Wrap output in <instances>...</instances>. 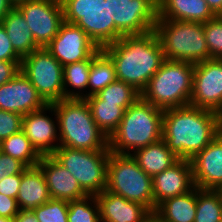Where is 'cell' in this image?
I'll list each match as a JSON object with an SVG mask.
<instances>
[{
    "instance_id": "ba28073f",
    "label": "cell",
    "mask_w": 222,
    "mask_h": 222,
    "mask_svg": "<svg viewBox=\"0 0 222 222\" xmlns=\"http://www.w3.org/2000/svg\"><path fill=\"white\" fill-rule=\"evenodd\" d=\"M110 150H86L59 146L52 156L79 182L87 195L106 189Z\"/></svg>"
},
{
    "instance_id": "7a4b0ae2",
    "label": "cell",
    "mask_w": 222,
    "mask_h": 222,
    "mask_svg": "<svg viewBox=\"0 0 222 222\" xmlns=\"http://www.w3.org/2000/svg\"><path fill=\"white\" fill-rule=\"evenodd\" d=\"M103 50L114 62L117 80L132 85L140 93L165 60L155 30L122 36Z\"/></svg>"
},
{
    "instance_id": "1f68e13d",
    "label": "cell",
    "mask_w": 222,
    "mask_h": 222,
    "mask_svg": "<svg viewBox=\"0 0 222 222\" xmlns=\"http://www.w3.org/2000/svg\"><path fill=\"white\" fill-rule=\"evenodd\" d=\"M68 222H100L99 206L94 195L68 202Z\"/></svg>"
},
{
    "instance_id": "d6986e66",
    "label": "cell",
    "mask_w": 222,
    "mask_h": 222,
    "mask_svg": "<svg viewBox=\"0 0 222 222\" xmlns=\"http://www.w3.org/2000/svg\"><path fill=\"white\" fill-rule=\"evenodd\" d=\"M37 166L44 174L51 198L69 202L87 196L76 178L52 155L42 156Z\"/></svg>"
},
{
    "instance_id": "b9f144b4",
    "label": "cell",
    "mask_w": 222,
    "mask_h": 222,
    "mask_svg": "<svg viewBox=\"0 0 222 222\" xmlns=\"http://www.w3.org/2000/svg\"><path fill=\"white\" fill-rule=\"evenodd\" d=\"M206 2L216 16H222V0H206Z\"/></svg>"
},
{
    "instance_id": "8d00e7d4",
    "label": "cell",
    "mask_w": 222,
    "mask_h": 222,
    "mask_svg": "<svg viewBox=\"0 0 222 222\" xmlns=\"http://www.w3.org/2000/svg\"><path fill=\"white\" fill-rule=\"evenodd\" d=\"M0 60L21 61L22 57L14 50L7 33L0 22Z\"/></svg>"
},
{
    "instance_id": "2e32d148",
    "label": "cell",
    "mask_w": 222,
    "mask_h": 222,
    "mask_svg": "<svg viewBox=\"0 0 222 222\" xmlns=\"http://www.w3.org/2000/svg\"><path fill=\"white\" fill-rule=\"evenodd\" d=\"M194 186L218 190L222 186V132L190 159Z\"/></svg>"
},
{
    "instance_id": "44dd1931",
    "label": "cell",
    "mask_w": 222,
    "mask_h": 222,
    "mask_svg": "<svg viewBox=\"0 0 222 222\" xmlns=\"http://www.w3.org/2000/svg\"><path fill=\"white\" fill-rule=\"evenodd\" d=\"M158 18L206 23L216 17L206 0H157Z\"/></svg>"
},
{
    "instance_id": "7c38bea8",
    "label": "cell",
    "mask_w": 222,
    "mask_h": 222,
    "mask_svg": "<svg viewBox=\"0 0 222 222\" xmlns=\"http://www.w3.org/2000/svg\"><path fill=\"white\" fill-rule=\"evenodd\" d=\"M16 8L22 13L40 48L52 41L64 23L61 0H28Z\"/></svg>"
},
{
    "instance_id": "8992f818",
    "label": "cell",
    "mask_w": 222,
    "mask_h": 222,
    "mask_svg": "<svg viewBox=\"0 0 222 222\" xmlns=\"http://www.w3.org/2000/svg\"><path fill=\"white\" fill-rule=\"evenodd\" d=\"M154 30L166 60L196 64L211 59L203 23L157 19Z\"/></svg>"
},
{
    "instance_id": "3957f363",
    "label": "cell",
    "mask_w": 222,
    "mask_h": 222,
    "mask_svg": "<svg viewBox=\"0 0 222 222\" xmlns=\"http://www.w3.org/2000/svg\"><path fill=\"white\" fill-rule=\"evenodd\" d=\"M163 111L139 97L124 111L117 129L108 138L109 150L131 155V152L162 139Z\"/></svg>"
},
{
    "instance_id": "74e56055",
    "label": "cell",
    "mask_w": 222,
    "mask_h": 222,
    "mask_svg": "<svg viewBox=\"0 0 222 222\" xmlns=\"http://www.w3.org/2000/svg\"><path fill=\"white\" fill-rule=\"evenodd\" d=\"M21 182V174L10 175L0 181V193L17 198Z\"/></svg>"
},
{
    "instance_id": "ee69618b",
    "label": "cell",
    "mask_w": 222,
    "mask_h": 222,
    "mask_svg": "<svg viewBox=\"0 0 222 222\" xmlns=\"http://www.w3.org/2000/svg\"><path fill=\"white\" fill-rule=\"evenodd\" d=\"M215 116H216V119H217V122H218V126L222 130V103L217 108V110L215 111Z\"/></svg>"
},
{
    "instance_id": "f35d334b",
    "label": "cell",
    "mask_w": 222,
    "mask_h": 222,
    "mask_svg": "<svg viewBox=\"0 0 222 222\" xmlns=\"http://www.w3.org/2000/svg\"><path fill=\"white\" fill-rule=\"evenodd\" d=\"M20 211L16 198L0 193V216L14 219Z\"/></svg>"
},
{
    "instance_id": "8fae6325",
    "label": "cell",
    "mask_w": 222,
    "mask_h": 222,
    "mask_svg": "<svg viewBox=\"0 0 222 222\" xmlns=\"http://www.w3.org/2000/svg\"><path fill=\"white\" fill-rule=\"evenodd\" d=\"M108 9L115 24V41L154 30L158 18L157 0H108Z\"/></svg>"
},
{
    "instance_id": "e575fe53",
    "label": "cell",
    "mask_w": 222,
    "mask_h": 222,
    "mask_svg": "<svg viewBox=\"0 0 222 222\" xmlns=\"http://www.w3.org/2000/svg\"><path fill=\"white\" fill-rule=\"evenodd\" d=\"M23 116L0 109V142L22 129Z\"/></svg>"
},
{
    "instance_id": "9a60e30c",
    "label": "cell",
    "mask_w": 222,
    "mask_h": 222,
    "mask_svg": "<svg viewBox=\"0 0 222 222\" xmlns=\"http://www.w3.org/2000/svg\"><path fill=\"white\" fill-rule=\"evenodd\" d=\"M46 111L53 113L56 121L47 116ZM21 130L41 156L52 155L60 146L58 121L52 104L24 115Z\"/></svg>"
},
{
    "instance_id": "7dc6e473",
    "label": "cell",
    "mask_w": 222,
    "mask_h": 222,
    "mask_svg": "<svg viewBox=\"0 0 222 222\" xmlns=\"http://www.w3.org/2000/svg\"><path fill=\"white\" fill-rule=\"evenodd\" d=\"M0 222H13V219L0 216Z\"/></svg>"
},
{
    "instance_id": "83f0119b",
    "label": "cell",
    "mask_w": 222,
    "mask_h": 222,
    "mask_svg": "<svg viewBox=\"0 0 222 222\" xmlns=\"http://www.w3.org/2000/svg\"><path fill=\"white\" fill-rule=\"evenodd\" d=\"M91 57L63 66L64 99H85L84 90H88ZM74 90H70V88ZM79 90V91H75Z\"/></svg>"
},
{
    "instance_id": "f6af8a7d",
    "label": "cell",
    "mask_w": 222,
    "mask_h": 222,
    "mask_svg": "<svg viewBox=\"0 0 222 222\" xmlns=\"http://www.w3.org/2000/svg\"><path fill=\"white\" fill-rule=\"evenodd\" d=\"M144 222H164L155 213H151Z\"/></svg>"
},
{
    "instance_id": "603a6c76",
    "label": "cell",
    "mask_w": 222,
    "mask_h": 222,
    "mask_svg": "<svg viewBox=\"0 0 222 222\" xmlns=\"http://www.w3.org/2000/svg\"><path fill=\"white\" fill-rule=\"evenodd\" d=\"M131 155L137 161L139 167L151 177L163 172L179 160L163 139L137 149Z\"/></svg>"
},
{
    "instance_id": "5b68a950",
    "label": "cell",
    "mask_w": 222,
    "mask_h": 222,
    "mask_svg": "<svg viewBox=\"0 0 222 222\" xmlns=\"http://www.w3.org/2000/svg\"><path fill=\"white\" fill-rule=\"evenodd\" d=\"M195 64L164 60L140 97L163 110L190 105Z\"/></svg>"
},
{
    "instance_id": "cb8c5ba5",
    "label": "cell",
    "mask_w": 222,
    "mask_h": 222,
    "mask_svg": "<svg viewBox=\"0 0 222 222\" xmlns=\"http://www.w3.org/2000/svg\"><path fill=\"white\" fill-rule=\"evenodd\" d=\"M197 207V187L185 194L168 198L160 203L155 214L164 222H194Z\"/></svg>"
},
{
    "instance_id": "4dcf8cb0",
    "label": "cell",
    "mask_w": 222,
    "mask_h": 222,
    "mask_svg": "<svg viewBox=\"0 0 222 222\" xmlns=\"http://www.w3.org/2000/svg\"><path fill=\"white\" fill-rule=\"evenodd\" d=\"M96 95L104 102L117 103L126 110L140 97V92L128 83L116 80Z\"/></svg>"
},
{
    "instance_id": "c3c4849f",
    "label": "cell",
    "mask_w": 222,
    "mask_h": 222,
    "mask_svg": "<svg viewBox=\"0 0 222 222\" xmlns=\"http://www.w3.org/2000/svg\"><path fill=\"white\" fill-rule=\"evenodd\" d=\"M217 191L221 194L222 197V186Z\"/></svg>"
},
{
    "instance_id": "484cf974",
    "label": "cell",
    "mask_w": 222,
    "mask_h": 222,
    "mask_svg": "<svg viewBox=\"0 0 222 222\" xmlns=\"http://www.w3.org/2000/svg\"><path fill=\"white\" fill-rule=\"evenodd\" d=\"M117 80L116 69L111 57L99 49L91 56V67L88 80V91L85 98L97 94L109 84Z\"/></svg>"
},
{
    "instance_id": "d6a6232c",
    "label": "cell",
    "mask_w": 222,
    "mask_h": 222,
    "mask_svg": "<svg viewBox=\"0 0 222 222\" xmlns=\"http://www.w3.org/2000/svg\"><path fill=\"white\" fill-rule=\"evenodd\" d=\"M39 222H68V201L51 198L33 210Z\"/></svg>"
},
{
    "instance_id": "ab89813d",
    "label": "cell",
    "mask_w": 222,
    "mask_h": 222,
    "mask_svg": "<svg viewBox=\"0 0 222 222\" xmlns=\"http://www.w3.org/2000/svg\"><path fill=\"white\" fill-rule=\"evenodd\" d=\"M21 61L0 60V86L9 82L20 72Z\"/></svg>"
},
{
    "instance_id": "4316f807",
    "label": "cell",
    "mask_w": 222,
    "mask_h": 222,
    "mask_svg": "<svg viewBox=\"0 0 222 222\" xmlns=\"http://www.w3.org/2000/svg\"><path fill=\"white\" fill-rule=\"evenodd\" d=\"M85 100L88 103L93 120L109 138L117 129L125 110L117 103L104 102L96 94L85 98Z\"/></svg>"
},
{
    "instance_id": "52a82bcc",
    "label": "cell",
    "mask_w": 222,
    "mask_h": 222,
    "mask_svg": "<svg viewBox=\"0 0 222 222\" xmlns=\"http://www.w3.org/2000/svg\"><path fill=\"white\" fill-rule=\"evenodd\" d=\"M105 190L140 203L154 213L152 177L139 167L132 155L110 153Z\"/></svg>"
},
{
    "instance_id": "9c48e42d",
    "label": "cell",
    "mask_w": 222,
    "mask_h": 222,
    "mask_svg": "<svg viewBox=\"0 0 222 222\" xmlns=\"http://www.w3.org/2000/svg\"><path fill=\"white\" fill-rule=\"evenodd\" d=\"M64 22L80 27L99 49L115 42L108 0H61Z\"/></svg>"
},
{
    "instance_id": "6da1fadb",
    "label": "cell",
    "mask_w": 222,
    "mask_h": 222,
    "mask_svg": "<svg viewBox=\"0 0 222 222\" xmlns=\"http://www.w3.org/2000/svg\"><path fill=\"white\" fill-rule=\"evenodd\" d=\"M221 132L215 111L191 105L163 111L162 139L179 159H192Z\"/></svg>"
},
{
    "instance_id": "f546056e",
    "label": "cell",
    "mask_w": 222,
    "mask_h": 222,
    "mask_svg": "<svg viewBox=\"0 0 222 222\" xmlns=\"http://www.w3.org/2000/svg\"><path fill=\"white\" fill-rule=\"evenodd\" d=\"M222 197L217 190L197 187V207L194 222H221Z\"/></svg>"
},
{
    "instance_id": "30bf717a",
    "label": "cell",
    "mask_w": 222,
    "mask_h": 222,
    "mask_svg": "<svg viewBox=\"0 0 222 222\" xmlns=\"http://www.w3.org/2000/svg\"><path fill=\"white\" fill-rule=\"evenodd\" d=\"M20 72L30 80L47 104L64 99L63 66L45 48L24 56Z\"/></svg>"
},
{
    "instance_id": "d590c367",
    "label": "cell",
    "mask_w": 222,
    "mask_h": 222,
    "mask_svg": "<svg viewBox=\"0 0 222 222\" xmlns=\"http://www.w3.org/2000/svg\"><path fill=\"white\" fill-rule=\"evenodd\" d=\"M26 168L19 160L0 152V181L10 175L22 174Z\"/></svg>"
},
{
    "instance_id": "ac0fdd59",
    "label": "cell",
    "mask_w": 222,
    "mask_h": 222,
    "mask_svg": "<svg viewBox=\"0 0 222 222\" xmlns=\"http://www.w3.org/2000/svg\"><path fill=\"white\" fill-rule=\"evenodd\" d=\"M154 212L168 198L182 195L194 187L190 160L179 159L171 167L152 177Z\"/></svg>"
},
{
    "instance_id": "7402d4cb",
    "label": "cell",
    "mask_w": 222,
    "mask_h": 222,
    "mask_svg": "<svg viewBox=\"0 0 222 222\" xmlns=\"http://www.w3.org/2000/svg\"><path fill=\"white\" fill-rule=\"evenodd\" d=\"M51 199L43 172L38 166L26 168L21 174L17 195L20 210H34Z\"/></svg>"
},
{
    "instance_id": "d4e9b609",
    "label": "cell",
    "mask_w": 222,
    "mask_h": 222,
    "mask_svg": "<svg viewBox=\"0 0 222 222\" xmlns=\"http://www.w3.org/2000/svg\"><path fill=\"white\" fill-rule=\"evenodd\" d=\"M14 50L23 58L40 47L22 13L14 7L1 21Z\"/></svg>"
},
{
    "instance_id": "277c9868",
    "label": "cell",
    "mask_w": 222,
    "mask_h": 222,
    "mask_svg": "<svg viewBox=\"0 0 222 222\" xmlns=\"http://www.w3.org/2000/svg\"><path fill=\"white\" fill-rule=\"evenodd\" d=\"M51 104L58 121L60 146L109 150L108 137L93 120L85 99H63Z\"/></svg>"
},
{
    "instance_id": "bcb514c9",
    "label": "cell",
    "mask_w": 222,
    "mask_h": 222,
    "mask_svg": "<svg viewBox=\"0 0 222 222\" xmlns=\"http://www.w3.org/2000/svg\"><path fill=\"white\" fill-rule=\"evenodd\" d=\"M14 7L28 0H8Z\"/></svg>"
},
{
    "instance_id": "7bdbcfd3",
    "label": "cell",
    "mask_w": 222,
    "mask_h": 222,
    "mask_svg": "<svg viewBox=\"0 0 222 222\" xmlns=\"http://www.w3.org/2000/svg\"><path fill=\"white\" fill-rule=\"evenodd\" d=\"M13 8L8 0H0V22Z\"/></svg>"
},
{
    "instance_id": "60d3db41",
    "label": "cell",
    "mask_w": 222,
    "mask_h": 222,
    "mask_svg": "<svg viewBox=\"0 0 222 222\" xmlns=\"http://www.w3.org/2000/svg\"><path fill=\"white\" fill-rule=\"evenodd\" d=\"M13 222H39L33 210H20Z\"/></svg>"
},
{
    "instance_id": "836d02e7",
    "label": "cell",
    "mask_w": 222,
    "mask_h": 222,
    "mask_svg": "<svg viewBox=\"0 0 222 222\" xmlns=\"http://www.w3.org/2000/svg\"><path fill=\"white\" fill-rule=\"evenodd\" d=\"M203 27L211 59H222V16L208 20Z\"/></svg>"
},
{
    "instance_id": "ffe728a7",
    "label": "cell",
    "mask_w": 222,
    "mask_h": 222,
    "mask_svg": "<svg viewBox=\"0 0 222 222\" xmlns=\"http://www.w3.org/2000/svg\"><path fill=\"white\" fill-rule=\"evenodd\" d=\"M95 198L99 206L100 222H144L152 213L142 204L107 190Z\"/></svg>"
},
{
    "instance_id": "5bb4252c",
    "label": "cell",
    "mask_w": 222,
    "mask_h": 222,
    "mask_svg": "<svg viewBox=\"0 0 222 222\" xmlns=\"http://www.w3.org/2000/svg\"><path fill=\"white\" fill-rule=\"evenodd\" d=\"M222 103V59L195 64L190 105L216 111Z\"/></svg>"
},
{
    "instance_id": "4fadbf2b",
    "label": "cell",
    "mask_w": 222,
    "mask_h": 222,
    "mask_svg": "<svg viewBox=\"0 0 222 222\" xmlns=\"http://www.w3.org/2000/svg\"><path fill=\"white\" fill-rule=\"evenodd\" d=\"M62 66L88 60L99 48L75 24L64 22L58 34L45 47Z\"/></svg>"
},
{
    "instance_id": "e0dca14e",
    "label": "cell",
    "mask_w": 222,
    "mask_h": 222,
    "mask_svg": "<svg viewBox=\"0 0 222 222\" xmlns=\"http://www.w3.org/2000/svg\"><path fill=\"white\" fill-rule=\"evenodd\" d=\"M47 103L38 94L30 80L19 72L0 86V109L22 116L43 108Z\"/></svg>"
},
{
    "instance_id": "f1b7e54d",
    "label": "cell",
    "mask_w": 222,
    "mask_h": 222,
    "mask_svg": "<svg viewBox=\"0 0 222 222\" xmlns=\"http://www.w3.org/2000/svg\"><path fill=\"white\" fill-rule=\"evenodd\" d=\"M0 150L2 153L19 160L27 168L37 166L42 157L22 130L2 140Z\"/></svg>"
}]
</instances>
